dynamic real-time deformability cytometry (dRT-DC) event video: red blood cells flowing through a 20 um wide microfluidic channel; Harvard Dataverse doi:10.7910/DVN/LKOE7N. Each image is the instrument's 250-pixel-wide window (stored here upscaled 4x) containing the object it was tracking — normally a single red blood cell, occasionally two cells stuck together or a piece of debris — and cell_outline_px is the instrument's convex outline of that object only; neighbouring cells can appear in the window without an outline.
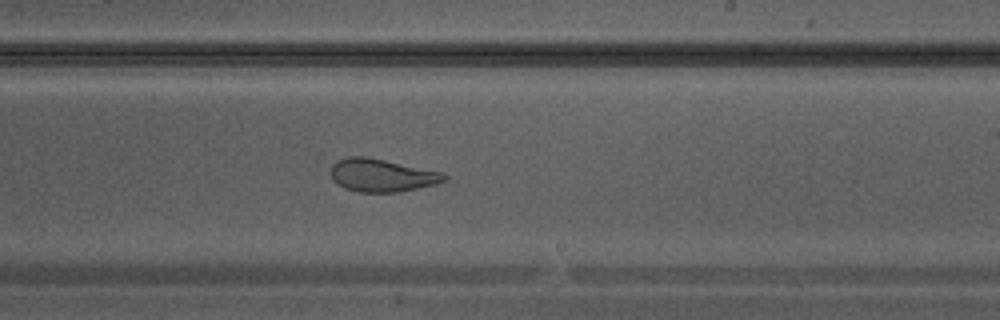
{"species": "Egyptian fruit bat (a non-hibernating species)", "species_latin": "Rousettus aegyptiacus", "temperature_condition": "warm", "stored_images_in_passage": 27, "camera_frame_rate_fps": 3000, "um_per_image_px": 0.085, "animal": {"sex": "male"}, "frame": {"image": 1, "passage_image": 12, "time_ms": 3.667, "image_size_px": [1000, 320], "cell_outline_px": [[448, 180], [436, 184], [396, 192], [360, 192], [344, 188], [332, 176], [332, 164], [336, 160], [348, 156], [364, 156], [444, 172], [448, 176]], "centroid_in_image_um": [32.5, 14.89], "position_along_channel_um": 256.5, "area_um2": 21.56}}